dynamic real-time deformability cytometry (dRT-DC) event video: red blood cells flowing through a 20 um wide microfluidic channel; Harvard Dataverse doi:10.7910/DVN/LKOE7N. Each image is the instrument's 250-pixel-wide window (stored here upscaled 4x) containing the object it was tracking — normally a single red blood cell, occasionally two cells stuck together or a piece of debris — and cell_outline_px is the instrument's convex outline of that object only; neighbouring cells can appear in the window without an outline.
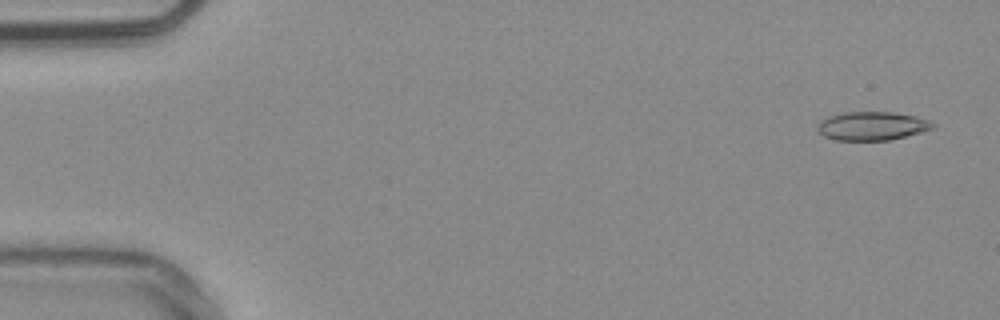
{"species": "common noctule bat (a hibernating species)", "species_latin": "Nyctalus noctula", "temperature_condition": "warm", "stored_images_in_passage": 54, "camera_frame_rate_fps": 3000, "um_per_image_px": 0.085, "animal": {"sex": "male", "body_mass_g": 20.4}, "frame": {"image": 1, "passage_image": 3, "time_ms": 0.667, "image_size_px": [1000, 320], "cell_outline_px": [[936, 128], [888, 140], [836, 140], [824, 136], [816, 128], [820, 120], [828, 116], [844, 112], [892, 112], [916, 116], [928, 120], [936, 124]], "centroid_in_image_um": [74.12, 10.7], "position_along_channel_um": 10.9, "area_um2": 19.19}}
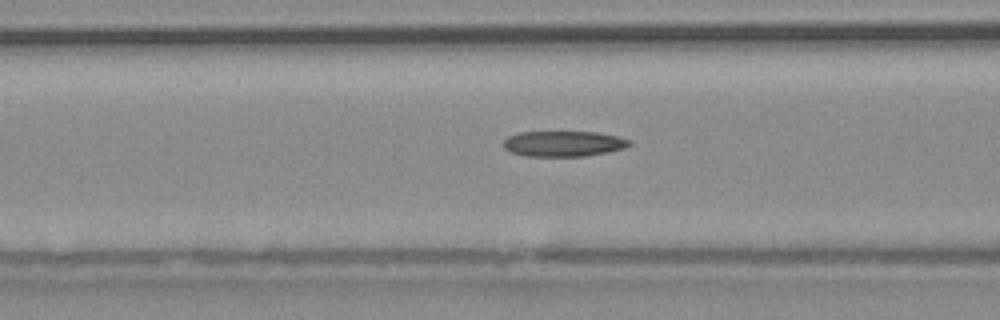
{"frame": {"image": 2, "passage_image": 22, "time_ms": 7.0, "image_size_px": [1000, 320], "cell_outline_px": [[632, 144], [624, 148], [608, 152], [584, 156], [524, 156], [512, 152], [504, 148], [504, 140], [508, 136], [520, 132], [596, 132], [620, 136], [632, 140]], "centroid_in_image_um": [47.94, 12.21], "position_along_channel_um": 118.7, "area_um2": 18.84}}
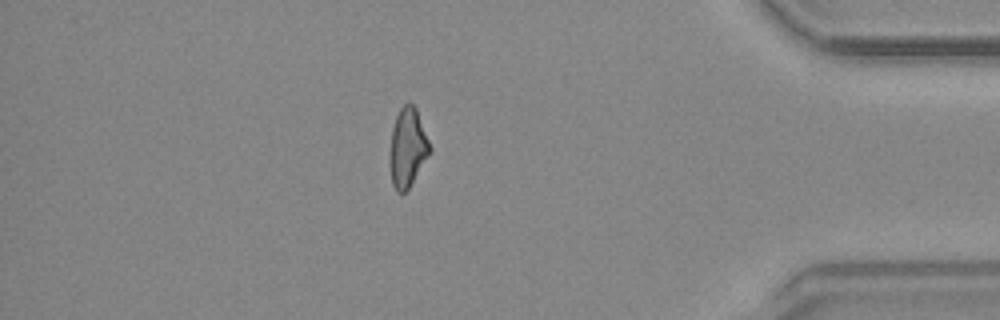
{"frame": {"image": 3, "passage_image": 47, "time_ms": 15.333, "image_size_px": [1000, 320], "cell_outline_px": [[432, 152], [408, 188], [404, 192], [396, 192], [392, 184], [388, 160], [392, 128], [396, 116], [400, 108], [408, 100], [416, 108], [432, 148]], "centroid_in_image_um": [34.64, 12.54], "position_along_channel_um": 400.6, "area_um2": 18.73}, "authors_computed_cell_mechanics": {"area_um2": 19.0451, "velocity_mm_per_s": 3.8208, "shape_relaxation_time_tau1_ms": null, "shape_relaxation_time_tau2_ms": 7.65, "deformation_change_tau1": null, "deformation_change_tau2": 0.209}}